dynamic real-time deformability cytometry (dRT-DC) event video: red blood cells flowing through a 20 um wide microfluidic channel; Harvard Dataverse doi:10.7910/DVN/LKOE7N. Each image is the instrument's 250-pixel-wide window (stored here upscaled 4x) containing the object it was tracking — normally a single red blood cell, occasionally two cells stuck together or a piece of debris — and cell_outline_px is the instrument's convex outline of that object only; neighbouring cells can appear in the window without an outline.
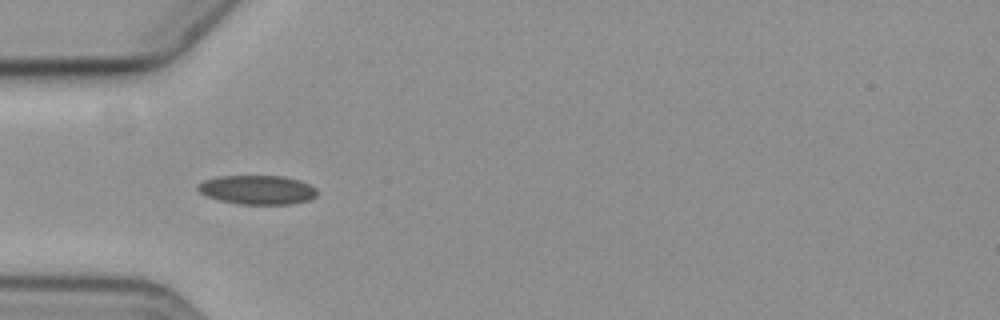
{"species": "common noctule bat (a hibernating species)", "species_latin": "Nyctalus noctula", "temperature_condition": "cold", "stored_images_in_passage": 9, "camera_frame_rate_fps": 3000, "um_per_image_px": 0.085, "animal": {"sex": "female", "body_mass_g": 19.3, "forearm_length_mm": 54.1}, "frame": {"image": 1, "passage_image": 2, "time_ms": 1.0, "image_size_px": [1000, 320], "cell_outline_px": [[316, 196], [308, 200], [292, 204], [240, 204], [220, 200], [208, 196], [200, 192], [196, 188], [196, 184], [204, 180], [216, 176], [284, 176], [300, 180], [316, 188]], "centroid_in_image_um": [21.86, 16.12], "position_along_channel_um": 63.1, "area_um2": 20.23}}
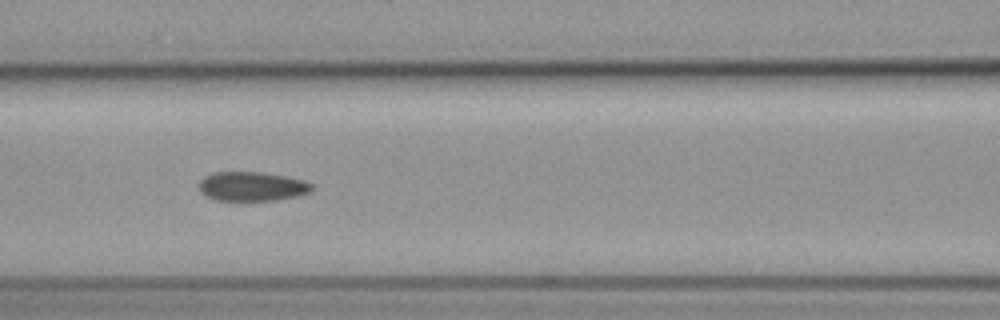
{"frame": {"image": 2, "passage_image": 4, "time_ms": 3.333, "image_size_px": [1000, 320], "cell_outline_px": [[312, 188], [308, 192], [296, 196], [276, 200], [216, 200], [204, 196], [200, 192], [200, 180], [204, 176], [212, 172], [264, 172], [288, 176], [304, 180], [312, 184]], "centroid_in_image_um": [21.39, 15.83], "position_along_channel_um": 145.2, "area_um2": 19.31}}
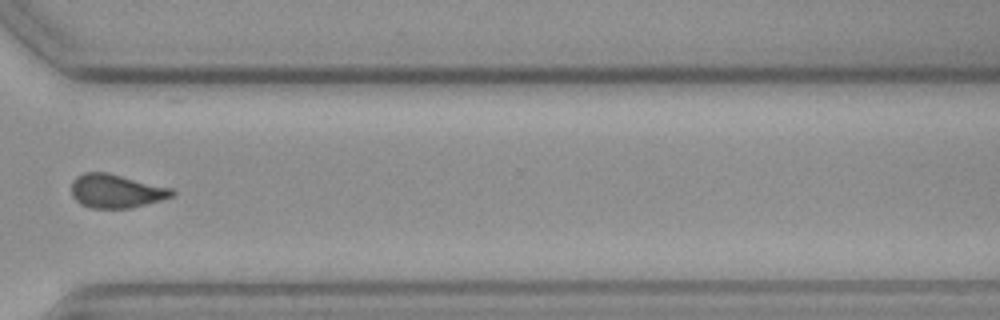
{"frame": {"image": 3, "passage_image": 9, "time_ms": 9.333, "image_size_px": [1000, 320], "cell_outline_px": [[176, 192], [172, 196], [160, 200], [132, 208], [88, 208], [80, 204], [72, 196], [72, 180], [76, 176], [84, 172], [108, 172], [172, 188]], "centroid_in_image_um": [9.85, 16.23], "position_along_channel_um": 360.8, "area_um2": 19.88}}